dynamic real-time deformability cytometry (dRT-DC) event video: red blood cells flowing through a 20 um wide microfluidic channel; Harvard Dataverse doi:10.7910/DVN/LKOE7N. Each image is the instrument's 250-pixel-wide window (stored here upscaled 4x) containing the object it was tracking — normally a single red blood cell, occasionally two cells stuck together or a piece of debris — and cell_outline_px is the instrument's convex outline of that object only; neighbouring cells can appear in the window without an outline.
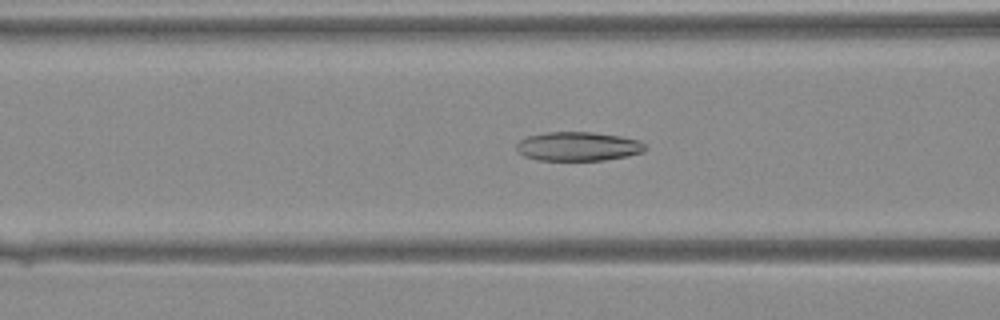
{"species": "Egyptian fruit bat (a non-hibernating species)", "species_latin": "Rousettus aegyptiacus", "temperature_condition": "warm", "stored_images_in_passage": 41, "camera_frame_rate_fps": 3000, "um_per_image_px": 0.085, "animal": {"sex": "female"}, "frame": {"image": 1, "passage_image": 17, "time_ms": 5.333, "image_size_px": [1000, 320], "cell_outline_px": [[648, 148], [644, 152], [628, 156], [604, 160], [536, 160], [524, 156], [516, 148], [516, 144], [520, 140], [528, 136], [548, 132], [592, 132], [620, 136], [640, 140]], "centroid_in_image_um": [49.17, 12.44], "position_along_channel_um": 117.4, "area_um2": 21.85}}
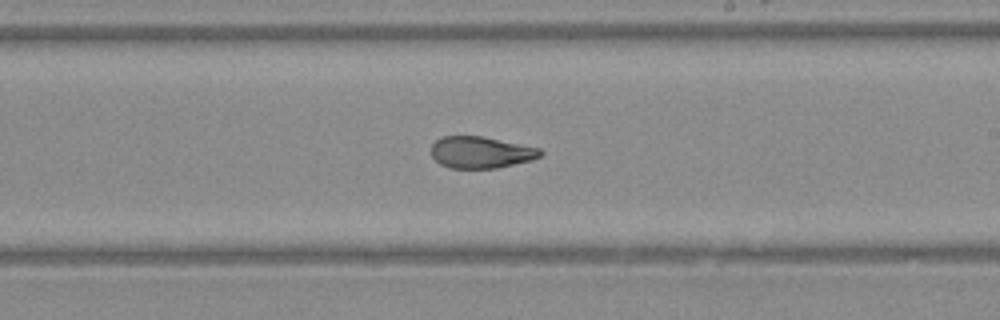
{"frame": {"image": 2, "passage_image": 25, "time_ms": 8.0, "image_size_px": [1000, 320], "cell_outline_px": [[544, 152], [540, 156], [532, 160], [496, 168], [448, 168], [440, 164], [432, 156], [432, 144], [440, 136], [484, 136], [540, 148]], "centroid_in_image_um": [40.88, 12.94], "position_along_channel_um": 248.1, "area_um2": 20.23}}
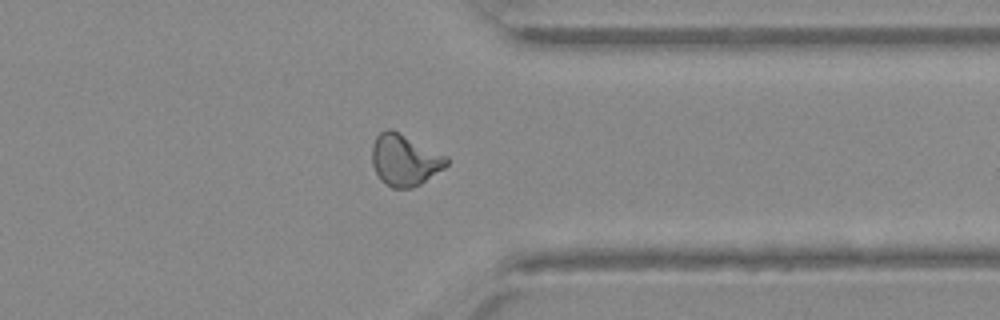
{"frame": {"image": 3, "passage_image": 33, "time_ms": 10.667, "image_size_px": [1000, 320], "cell_outline_px": [[448, 164], [444, 168], [420, 184], [412, 188], [392, 188], [380, 180], [372, 164], [372, 144], [376, 136], [380, 132], [388, 128], [392, 128], [448, 156]], "centroid_in_image_um": [34.39, 13.58], "position_along_channel_um": 377.0, "area_um2": 22.54}}